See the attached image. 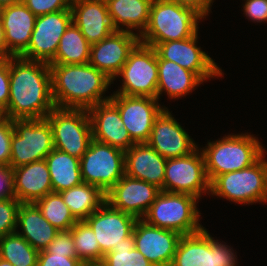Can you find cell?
Here are the masks:
<instances>
[{
    "instance_id": "1",
    "label": "cell",
    "mask_w": 267,
    "mask_h": 266,
    "mask_svg": "<svg viewBox=\"0 0 267 266\" xmlns=\"http://www.w3.org/2000/svg\"><path fill=\"white\" fill-rule=\"evenodd\" d=\"M54 108L49 63L10 57V96L4 116L12 120L42 119Z\"/></svg>"
},
{
    "instance_id": "25",
    "label": "cell",
    "mask_w": 267,
    "mask_h": 266,
    "mask_svg": "<svg viewBox=\"0 0 267 266\" xmlns=\"http://www.w3.org/2000/svg\"><path fill=\"white\" fill-rule=\"evenodd\" d=\"M12 170L14 197L20 203H35L53 192L45 159Z\"/></svg>"
},
{
    "instance_id": "48",
    "label": "cell",
    "mask_w": 267,
    "mask_h": 266,
    "mask_svg": "<svg viewBox=\"0 0 267 266\" xmlns=\"http://www.w3.org/2000/svg\"><path fill=\"white\" fill-rule=\"evenodd\" d=\"M0 266H14V265L0 258Z\"/></svg>"
},
{
    "instance_id": "27",
    "label": "cell",
    "mask_w": 267,
    "mask_h": 266,
    "mask_svg": "<svg viewBox=\"0 0 267 266\" xmlns=\"http://www.w3.org/2000/svg\"><path fill=\"white\" fill-rule=\"evenodd\" d=\"M203 81L192 71L170 60L158 59L157 99L162 93L168 98L179 99L192 93ZM164 91V92H163Z\"/></svg>"
},
{
    "instance_id": "29",
    "label": "cell",
    "mask_w": 267,
    "mask_h": 266,
    "mask_svg": "<svg viewBox=\"0 0 267 266\" xmlns=\"http://www.w3.org/2000/svg\"><path fill=\"white\" fill-rule=\"evenodd\" d=\"M53 192L60 193L83 183L80 159L53 149L45 158Z\"/></svg>"
},
{
    "instance_id": "22",
    "label": "cell",
    "mask_w": 267,
    "mask_h": 266,
    "mask_svg": "<svg viewBox=\"0 0 267 266\" xmlns=\"http://www.w3.org/2000/svg\"><path fill=\"white\" fill-rule=\"evenodd\" d=\"M71 11L73 23L91 45L115 31L105 0H72Z\"/></svg>"
},
{
    "instance_id": "37",
    "label": "cell",
    "mask_w": 267,
    "mask_h": 266,
    "mask_svg": "<svg viewBox=\"0 0 267 266\" xmlns=\"http://www.w3.org/2000/svg\"><path fill=\"white\" fill-rule=\"evenodd\" d=\"M72 0H23L26 7L37 17L60 10H71Z\"/></svg>"
},
{
    "instance_id": "41",
    "label": "cell",
    "mask_w": 267,
    "mask_h": 266,
    "mask_svg": "<svg viewBox=\"0 0 267 266\" xmlns=\"http://www.w3.org/2000/svg\"><path fill=\"white\" fill-rule=\"evenodd\" d=\"M10 96V58L0 61V109L8 106Z\"/></svg>"
},
{
    "instance_id": "7",
    "label": "cell",
    "mask_w": 267,
    "mask_h": 266,
    "mask_svg": "<svg viewBox=\"0 0 267 266\" xmlns=\"http://www.w3.org/2000/svg\"><path fill=\"white\" fill-rule=\"evenodd\" d=\"M45 118L52 129L54 148L80 159L92 140L88 110L55 107Z\"/></svg>"
},
{
    "instance_id": "39",
    "label": "cell",
    "mask_w": 267,
    "mask_h": 266,
    "mask_svg": "<svg viewBox=\"0 0 267 266\" xmlns=\"http://www.w3.org/2000/svg\"><path fill=\"white\" fill-rule=\"evenodd\" d=\"M14 127L13 120L3 116L0 118V165L9 166L11 156V138Z\"/></svg>"
},
{
    "instance_id": "40",
    "label": "cell",
    "mask_w": 267,
    "mask_h": 266,
    "mask_svg": "<svg viewBox=\"0 0 267 266\" xmlns=\"http://www.w3.org/2000/svg\"><path fill=\"white\" fill-rule=\"evenodd\" d=\"M85 264L77 257L48 253L46 250L39 251L37 266H84Z\"/></svg>"
},
{
    "instance_id": "34",
    "label": "cell",
    "mask_w": 267,
    "mask_h": 266,
    "mask_svg": "<svg viewBox=\"0 0 267 266\" xmlns=\"http://www.w3.org/2000/svg\"><path fill=\"white\" fill-rule=\"evenodd\" d=\"M72 238L77 258L84 264L102 262L104 254L100 251L92 228L85 221H78L72 227Z\"/></svg>"
},
{
    "instance_id": "15",
    "label": "cell",
    "mask_w": 267,
    "mask_h": 266,
    "mask_svg": "<svg viewBox=\"0 0 267 266\" xmlns=\"http://www.w3.org/2000/svg\"><path fill=\"white\" fill-rule=\"evenodd\" d=\"M71 22V10L38 16L30 43L20 57L50 63L55 58L60 39Z\"/></svg>"
},
{
    "instance_id": "4",
    "label": "cell",
    "mask_w": 267,
    "mask_h": 266,
    "mask_svg": "<svg viewBox=\"0 0 267 266\" xmlns=\"http://www.w3.org/2000/svg\"><path fill=\"white\" fill-rule=\"evenodd\" d=\"M210 183L219 175L253 165L266 150L258 138L248 133L225 135L201 148Z\"/></svg>"
},
{
    "instance_id": "36",
    "label": "cell",
    "mask_w": 267,
    "mask_h": 266,
    "mask_svg": "<svg viewBox=\"0 0 267 266\" xmlns=\"http://www.w3.org/2000/svg\"><path fill=\"white\" fill-rule=\"evenodd\" d=\"M20 204L15 197L0 200V239L17 230V213Z\"/></svg>"
},
{
    "instance_id": "31",
    "label": "cell",
    "mask_w": 267,
    "mask_h": 266,
    "mask_svg": "<svg viewBox=\"0 0 267 266\" xmlns=\"http://www.w3.org/2000/svg\"><path fill=\"white\" fill-rule=\"evenodd\" d=\"M91 44L73 23L62 35L55 58L49 64H85L90 60Z\"/></svg>"
},
{
    "instance_id": "38",
    "label": "cell",
    "mask_w": 267,
    "mask_h": 266,
    "mask_svg": "<svg viewBox=\"0 0 267 266\" xmlns=\"http://www.w3.org/2000/svg\"><path fill=\"white\" fill-rule=\"evenodd\" d=\"M45 250L52 254L77 257L74 240L72 238V228L68 231H59Z\"/></svg>"
},
{
    "instance_id": "3",
    "label": "cell",
    "mask_w": 267,
    "mask_h": 266,
    "mask_svg": "<svg viewBox=\"0 0 267 266\" xmlns=\"http://www.w3.org/2000/svg\"><path fill=\"white\" fill-rule=\"evenodd\" d=\"M204 16L195 8L167 0H154L149 20L140 42L148 46L192 37L198 32V23Z\"/></svg>"
},
{
    "instance_id": "32",
    "label": "cell",
    "mask_w": 267,
    "mask_h": 266,
    "mask_svg": "<svg viewBox=\"0 0 267 266\" xmlns=\"http://www.w3.org/2000/svg\"><path fill=\"white\" fill-rule=\"evenodd\" d=\"M39 251L18 233L0 239V258L14 266H37Z\"/></svg>"
},
{
    "instance_id": "46",
    "label": "cell",
    "mask_w": 267,
    "mask_h": 266,
    "mask_svg": "<svg viewBox=\"0 0 267 266\" xmlns=\"http://www.w3.org/2000/svg\"><path fill=\"white\" fill-rule=\"evenodd\" d=\"M20 2H23V0H0V9Z\"/></svg>"
},
{
    "instance_id": "45",
    "label": "cell",
    "mask_w": 267,
    "mask_h": 266,
    "mask_svg": "<svg viewBox=\"0 0 267 266\" xmlns=\"http://www.w3.org/2000/svg\"><path fill=\"white\" fill-rule=\"evenodd\" d=\"M13 55L7 50V46L5 43V37H4V29L2 25V20L0 17V59H9Z\"/></svg>"
},
{
    "instance_id": "16",
    "label": "cell",
    "mask_w": 267,
    "mask_h": 266,
    "mask_svg": "<svg viewBox=\"0 0 267 266\" xmlns=\"http://www.w3.org/2000/svg\"><path fill=\"white\" fill-rule=\"evenodd\" d=\"M139 42L138 33L114 31L99 43L91 45L89 64L114 81Z\"/></svg>"
},
{
    "instance_id": "17",
    "label": "cell",
    "mask_w": 267,
    "mask_h": 266,
    "mask_svg": "<svg viewBox=\"0 0 267 266\" xmlns=\"http://www.w3.org/2000/svg\"><path fill=\"white\" fill-rule=\"evenodd\" d=\"M161 189L126 174L106 193V202L114 209L142 219Z\"/></svg>"
},
{
    "instance_id": "33",
    "label": "cell",
    "mask_w": 267,
    "mask_h": 266,
    "mask_svg": "<svg viewBox=\"0 0 267 266\" xmlns=\"http://www.w3.org/2000/svg\"><path fill=\"white\" fill-rule=\"evenodd\" d=\"M35 204L49 223L59 231H68L78 222L60 193H49L37 200Z\"/></svg>"
},
{
    "instance_id": "14",
    "label": "cell",
    "mask_w": 267,
    "mask_h": 266,
    "mask_svg": "<svg viewBox=\"0 0 267 266\" xmlns=\"http://www.w3.org/2000/svg\"><path fill=\"white\" fill-rule=\"evenodd\" d=\"M198 32L192 37L156 43L157 59H165L194 72L203 82L224 75L214 60L197 46ZM207 79V80H206Z\"/></svg>"
},
{
    "instance_id": "24",
    "label": "cell",
    "mask_w": 267,
    "mask_h": 266,
    "mask_svg": "<svg viewBox=\"0 0 267 266\" xmlns=\"http://www.w3.org/2000/svg\"><path fill=\"white\" fill-rule=\"evenodd\" d=\"M166 161L148 143H135L125 151V174L163 191Z\"/></svg>"
},
{
    "instance_id": "6",
    "label": "cell",
    "mask_w": 267,
    "mask_h": 266,
    "mask_svg": "<svg viewBox=\"0 0 267 266\" xmlns=\"http://www.w3.org/2000/svg\"><path fill=\"white\" fill-rule=\"evenodd\" d=\"M210 194L245 205L267 202L265 153L247 168L217 176L210 183Z\"/></svg>"
},
{
    "instance_id": "13",
    "label": "cell",
    "mask_w": 267,
    "mask_h": 266,
    "mask_svg": "<svg viewBox=\"0 0 267 266\" xmlns=\"http://www.w3.org/2000/svg\"><path fill=\"white\" fill-rule=\"evenodd\" d=\"M110 101L118 108L124 127L135 143H147L156 117L164 109L157 98L111 94Z\"/></svg>"
},
{
    "instance_id": "28",
    "label": "cell",
    "mask_w": 267,
    "mask_h": 266,
    "mask_svg": "<svg viewBox=\"0 0 267 266\" xmlns=\"http://www.w3.org/2000/svg\"><path fill=\"white\" fill-rule=\"evenodd\" d=\"M109 17L115 31H145L152 1L151 0H105ZM122 26V27H121ZM126 26V29L123 27Z\"/></svg>"
},
{
    "instance_id": "8",
    "label": "cell",
    "mask_w": 267,
    "mask_h": 266,
    "mask_svg": "<svg viewBox=\"0 0 267 266\" xmlns=\"http://www.w3.org/2000/svg\"><path fill=\"white\" fill-rule=\"evenodd\" d=\"M13 127L9 162L12 169L44 160L54 149L52 129L46 118L13 120Z\"/></svg>"
},
{
    "instance_id": "49",
    "label": "cell",
    "mask_w": 267,
    "mask_h": 266,
    "mask_svg": "<svg viewBox=\"0 0 267 266\" xmlns=\"http://www.w3.org/2000/svg\"><path fill=\"white\" fill-rule=\"evenodd\" d=\"M4 116L3 111L0 109V118Z\"/></svg>"
},
{
    "instance_id": "10",
    "label": "cell",
    "mask_w": 267,
    "mask_h": 266,
    "mask_svg": "<svg viewBox=\"0 0 267 266\" xmlns=\"http://www.w3.org/2000/svg\"><path fill=\"white\" fill-rule=\"evenodd\" d=\"M116 77L122 87L112 94L157 98L158 59L154 47L139 42Z\"/></svg>"
},
{
    "instance_id": "43",
    "label": "cell",
    "mask_w": 267,
    "mask_h": 266,
    "mask_svg": "<svg viewBox=\"0 0 267 266\" xmlns=\"http://www.w3.org/2000/svg\"><path fill=\"white\" fill-rule=\"evenodd\" d=\"M14 197L13 170L10 166L0 165V200Z\"/></svg>"
},
{
    "instance_id": "12",
    "label": "cell",
    "mask_w": 267,
    "mask_h": 266,
    "mask_svg": "<svg viewBox=\"0 0 267 266\" xmlns=\"http://www.w3.org/2000/svg\"><path fill=\"white\" fill-rule=\"evenodd\" d=\"M163 191L189 194L197 199L201 194L209 195L210 181L201 149L184 157L167 159Z\"/></svg>"
},
{
    "instance_id": "9",
    "label": "cell",
    "mask_w": 267,
    "mask_h": 266,
    "mask_svg": "<svg viewBox=\"0 0 267 266\" xmlns=\"http://www.w3.org/2000/svg\"><path fill=\"white\" fill-rule=\"evenodd\" d=\"M80 171L84 183L106 194L125 175V151L92 139L80 158Z\"/></svg>"
},
{
    "instance_id": "18",
    "label": "cell",
    "mask_w": 267,
    "mask_h": 266,
    "mask_svg": "<svg viewBox=\"0 0 267 266\" xmlns=\"http://www.w3.org/2000/svg\"><path fill=\"white\" fill-rule=\"evenodd\" d=\"M135 248L154 266H171L182 235L137 219L133 228Z\"/></svg>"
},
{
    "instance_id": "42",
    "label": "cell",
    "mask_w": 267,
    "mask_h": 266,
    "mask_svg": "<svg viewBox=\"0 0 267 266\" xmlns=\"http://www.w3.org/2000/svg\"><path fill=\"white\" fill-rule=\"evenodd\" d=\"M243 11L251 21L267 23V0H246Z\"/></svg>"
},
{
    "instance_id": "19",
    "label": "cell",
    "mask_w": 267,
    "mask_h": 266,
    "mask_svg": "<svg viewBox=\"0 0 267 266\" xmlns=\"http://www.w3.org/2000/svg\"><path fill=\"white\" fill-rule=\"evenodd\" d=\"M147 143L166 159L187 156L198 148L165 106L154 121Z\"/></svg>"
},
{
    "instance_id": "35",
    "label": "cell",
    "mask_w": 267,
    "mask_h": 266,
    "mask_svg": "<svg viewBox=\"0 0 267 266\" xmlns=\"http://www.w3.org/2000/svg\"><path fill=\"white\" fill-rule=\"evenodd\" d=\"M102 263L106 266H154L135 248L133 233L106 253Z\"/></svg>"
},
{
    "instance_id": "44",
    "label": "cell",
    "mask_w": 267,
    "mask_h": 266,
    "mask_svg": "<svg viewBox=\"0 0 267 266\" xmlns=\"http://www.w3.org/2000/svg\"><path fill=\"white\" fill-rule=\"evenodd\" d=\"M170 2H175L179 5L195 8L199 13L206 17L211 11V3L214 0H167Z\"/></svg>"
},
{
    "instance_id": "30",
    "label": "cell",
    "mask_w": 267,
    "mask_h": 266,
    "mask_svg": "<svg viewBox=\"0 0 267 266\" xmlns=\"http://www.w3.org/2000/svg\"><path fill=\"white\" fill-rule=\"evenodd\" d=\"M60 194L77 221H84L106 202V194L99 187L84 182Z\"/></svg>"
},
{
    "instance_id": "5",
    "label": "cell",
    "mask_w": 267,
    "mask_h": 266,
    "mask_svg": "<svg viewBox=\"0 0 267 266\" xmlns=\"http://www.w3.org/2000/svg\"><path fill=\"white\" fill-rule=\"evenodd\" d=\"M197 200L189 194L161 190L142 219L182 236L200 232L204 227L199 223L201 214L197 209Z\"/></svg>"
},
{
    "instance_id": "2",
    "label": "cell",
    "mask_w": 267,
    "mask_h": 266,
    "mask_svg": "<svg viewBox=\"0 0 267 266\" xmlns=\"http://www.w3.org/2000/svg\"><path fill=\"white\" fill-rule=\"evenodd\" d=\"M49 65L55 107L88 110L110 100L103 95L114 82L89 63Z\"/></svg>"
},
{
    "instance_id": "23",
    "label": "cell",
    "mask_w": 267,
    "mask_h": 266,
    "mask_svg": "<svg viewBox=\"0 0 267 266\" xmlns=\"http://www.w3.org/2000/svg\"><path fill=\"white\" fill-rule=\"evenodd\" d=\"M7 50L20 56L28 47L37 16L23 2L0 9Z\"/></svg>"
},
{
    "instance_id": "11",
    "label": "cell",
    "mask_w": 267,
    "mask_h": 266,
    "mask_svg": "<svg viewBox=\"0 0 267 266\" xmlns=\"http://www.w3.org/2000/svg\"><path fill=\"white\" fill-rule=\"evenodd\" d=\"M215 240L204 227L181 236L171 266H237L236 252Z\"/></svg>"
},
{
    "instance_id": "20",
    "label": "cell",
    "mask_w": 267,
    "mask_h": 266,
    "mask_svg": "<svg viewBox=\"0 0 267 266\" xmlns=\"http://www.w3.org/2000/svg\"><path fill=\"white\" fill-rule=\"evenodd\" d=\"M84 221L92 228L100 251L105 255L132 234L137 218L105 202Z\"/></svg>"
},
{
    "instance_id": "26",
    "label": "cell",
    "mask_w": 267,
    "mask_h": 266,
    "mask_svg": "<svg viewBox=\"0 0 267 266\" xmlns=\"http://www.w3.org/2000/svg\"><path fill=\"white\" fill-rule=\"evenodd\" d=\"M17 228L15 231L36 250H45L59 232L42 215L35 203H21L17 213Z\"/></svg>"
},
{
    "instance_id": "47",
    "label": "cell",
    "mask_w": 267,
    "mask_h": 266,
    "mask_svg": "<svg viewBox=\"0 0 267 266\" xmlns=\"http://www.w3.org/2000/svg\"><path fill=\"white\" fill-rule=\"evenodd\" d=\"M84 266H106L102 262H93V263H87Z\"/></svg>"
},
{
    "instance_id": "21",
    "label": "cell",
    "mask_w": 267,
    "mask_h": 266,
    "mask_svg": "<svg viewBox=\"0 0 267 266\" xmlns=\"http://www.w3.org/2000/svg\"><path fill=\"white\" fill-rule=\"evenodd\" d=\"M88 113L92 139L123 151L135 144L123 125L118 108L110 100L89 108Z\"/></svg>"
}]
</instances>
